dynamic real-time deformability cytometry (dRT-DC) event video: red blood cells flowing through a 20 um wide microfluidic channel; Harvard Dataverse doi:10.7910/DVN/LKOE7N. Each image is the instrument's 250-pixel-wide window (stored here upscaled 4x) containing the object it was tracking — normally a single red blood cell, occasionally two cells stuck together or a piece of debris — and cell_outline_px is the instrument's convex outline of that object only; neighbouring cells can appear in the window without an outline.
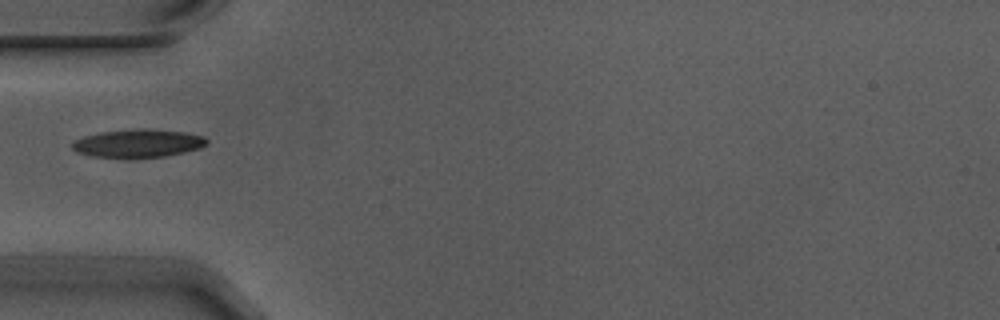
{"species": "Egyptian fruit bat (a non-hibernating species)", "species_latin": "Rousettus aegyptiacus", "temperature_condition": "warm", "stored_images_in_passage": 1, "camera_frame_rate_fps": 3000, "um_per_image_px": 0.085, "animal": {"sex": "male"}, "frame": {"image": 1, "passage_image": 1, "time_ms": 0.0, "image_size_px": [1000, 320], "cell_outline_px": [[208, 144], [200, 148], [184, 152], [164, 156], [128, 160], [92, 156], [76, 152], [72, 148], [72, 140], [84, 136], [100, 132], [140, 128], [144, 128], [184, 132], [204, 136], [208, 140]], "centroid_in_image_um": [11.7, 12.21], "position_along_channel_um": 73.3, "area_um2": 22.72}}